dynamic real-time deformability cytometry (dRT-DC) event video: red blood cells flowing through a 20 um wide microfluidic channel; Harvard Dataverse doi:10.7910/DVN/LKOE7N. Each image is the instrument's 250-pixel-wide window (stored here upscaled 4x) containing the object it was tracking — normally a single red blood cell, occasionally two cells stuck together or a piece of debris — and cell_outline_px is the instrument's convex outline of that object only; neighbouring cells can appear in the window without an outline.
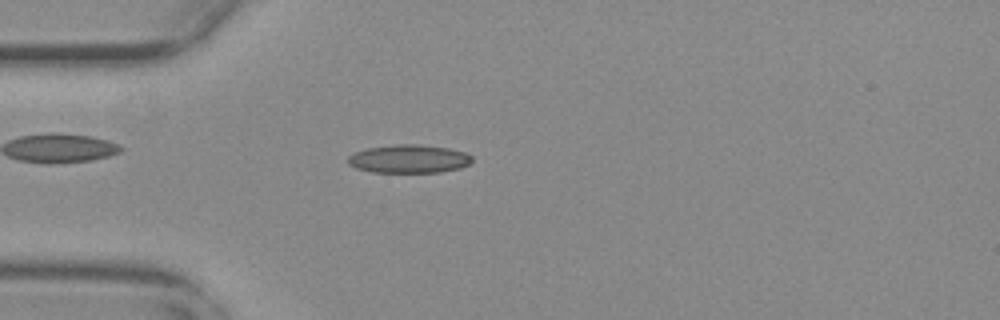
{"species": "common noctule bat (a hibernating species)", "species_latin": "Nyctalus noctula", "temperature_condition": "warm", "stored_images_in_passage": 51, "camera_frame_rate_fps": 3000, "um_per_image_px": 0.085, "animal": {"sex": "female", "body_mass_g": 29.2, "forearm_length_mm": 56.3}, "frame": {"image": 1, "passage_image": 12, "time_ms": 3.667, "image_size_px": [1000, 320], "cell_outline_px": [[472, 160], [468, 164], [460, 168], [440, 172], [372, 172], [356, 168], [348, 164], [348, 156], [356, 152], [368, 148], [396, 144], [420, 144], [448, 148], [464, 152], [472, 156]], "centroid_in_image_um": [34.75, 13.5], "position_along_channel_um": 50.2, "area_um2": 20.4}}
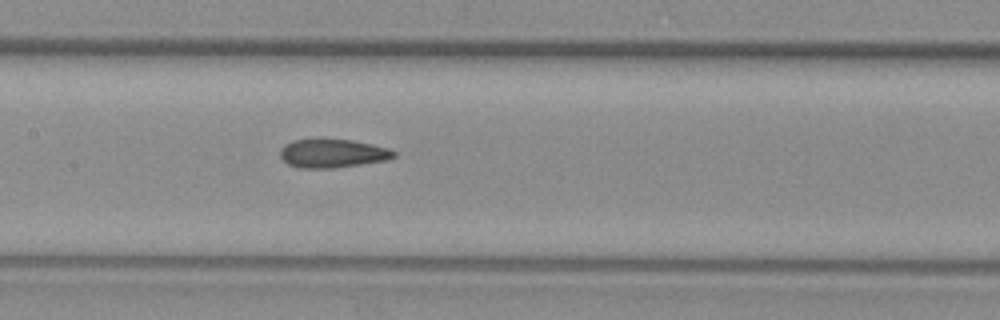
{"frame": {"image": 2, "passage_image": 23, "time_ms": 7.333, "image_size_px": [1000, 320], "cell_outline_px": [[396, 156], [388, 160], [336, 168], [300, 168], [288, 164], [280, 156], [280, 148], [284, 144], [292, 140], [352, 140], [372, 144], [388, 148], [396, 152]], "centroid_in_image_um": [28.28, 13.05], "position_along_channel_um": 179.1, "area_um2": 18.9}}
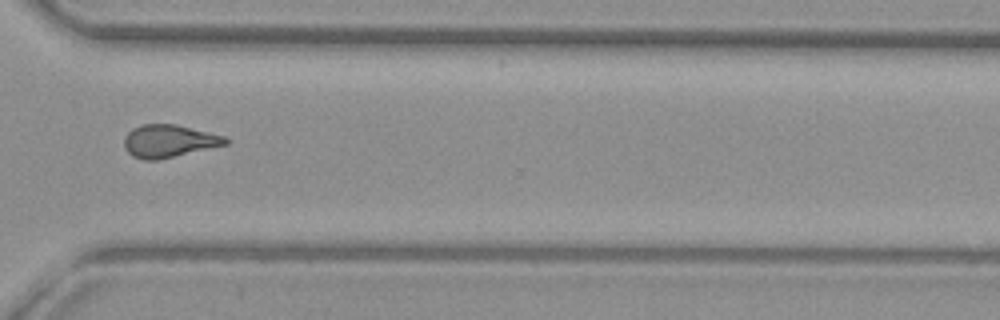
{"frame": {"image": 3, "passage_image": 37, "time_ms": 12.0, "image_size_px": [1000, 320], "cell_outline_px": [[228, 144], [160, 160], [144, 160], [132, 156], [124, 148], [124, 136], [132, 128], [144, 124], [176, 124], [224, 136], [228, 140]], "centroid_in_image_um": [14.33, 12.0], "position_along_channel_um": 356.3, "area_um2": 19.36}, "authors_computed_cell_mechanics": {"area_um2": 19.3052, "velocity_mm_per_s": 3.8034, "shape_relaxation_time_tau1_ms": null, "shape_relaxation_time_tau2_ms": 2.6122, "deformation_change_tau1": null, "deformation_change_tau2": 0.1097}}